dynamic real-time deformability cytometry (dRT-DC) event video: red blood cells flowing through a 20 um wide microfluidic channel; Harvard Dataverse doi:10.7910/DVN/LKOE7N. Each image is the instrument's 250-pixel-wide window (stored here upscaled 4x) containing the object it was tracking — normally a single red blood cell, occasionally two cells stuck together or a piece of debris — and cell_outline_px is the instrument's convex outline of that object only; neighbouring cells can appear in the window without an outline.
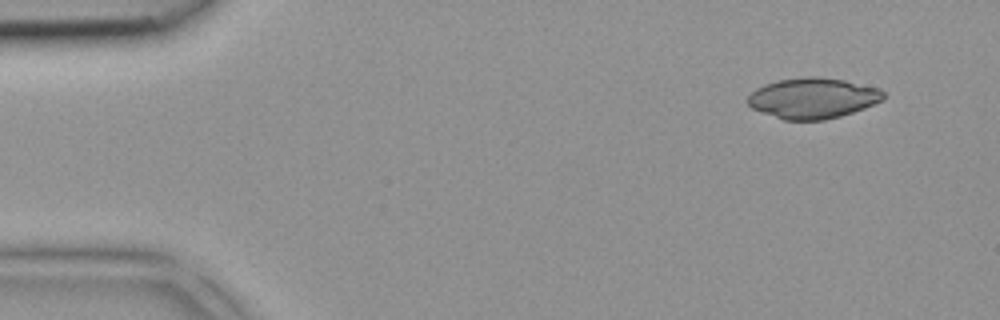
{"species": "common noctule bat (a hibernating species)", "species_latin": "Nyctalus noctula", "temperature_condition": "room temperature", "stored_images_in_passage": 4, "camera_frame_rate_fps": 3000, "um_per_image_px": 0.085, "animal": {"sex": "female", "body_mass_g": 18.4}, "frame": {"image": 1, "passage_image": 1, "time_ms": 0.0, "image_size_px": [1000, 320], "cell_outline_px": [[884, 100], [864, 108], [840, 116], [824, 120], [784, 120], [752, 108], [744, 100], [756, 88], [764, 84], [776, 80], [808, 76], [816, 76], [844, 80], [880, 88], [884, 92]], "centroid_in_image_um": [69.08, 8.33], "position_along_channel_um": 15.9, "area_um2": 32.25}}